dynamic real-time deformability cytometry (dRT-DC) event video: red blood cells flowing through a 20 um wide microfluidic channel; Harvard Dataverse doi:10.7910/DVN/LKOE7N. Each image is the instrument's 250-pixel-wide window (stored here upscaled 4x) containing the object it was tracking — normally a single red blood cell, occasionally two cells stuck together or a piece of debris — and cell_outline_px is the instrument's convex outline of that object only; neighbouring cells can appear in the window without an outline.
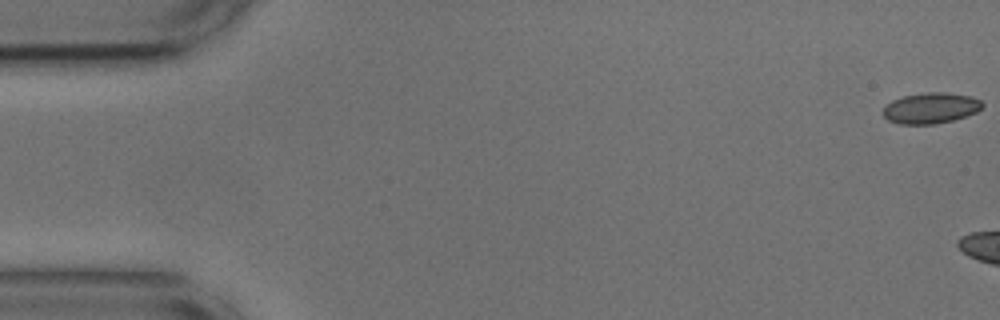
{"species": "common noctule bat (a hibernating species)", "species_latin": "Nyctalus noctula", "temperature_condition": "cold", "stored_images_in_passage": 11, "camera_frame_rate_fps": 3000, "um_per_image_px": 0.085, "animal": {"sex": "male", "body_mass_g": 17.9, "forearm_length_mm": 54.2}, "frame": {"image": 1, "passage_image": 1, "time_ms": 0.0, "image_size_px": [1000, 320], "cell_outline_px": [[984, 104], [976, 112], [952, 120], [936, 124], [900, 124], [888, 120], [880, 112], [892, 100], [904, 96], [928, 92], [944, 92], [972, 96], [980, 100]], "centroid_in_image_um": [79.09, 9.18], "position_along_channel_um": 5.9, "area_um2": 17.74}}